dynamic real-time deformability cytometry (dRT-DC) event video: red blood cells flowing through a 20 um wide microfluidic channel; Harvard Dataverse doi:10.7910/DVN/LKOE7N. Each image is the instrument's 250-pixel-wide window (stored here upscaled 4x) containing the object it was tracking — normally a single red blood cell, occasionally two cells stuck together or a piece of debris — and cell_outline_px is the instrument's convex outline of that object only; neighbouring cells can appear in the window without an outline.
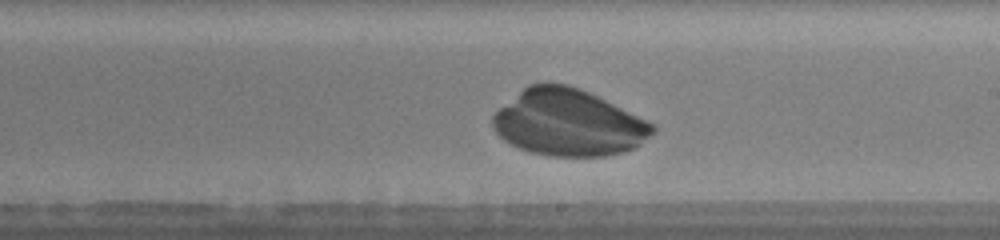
{"species": "human", "species_latin": "Homo sapiens", "temperature_condition": "warm", "stored_images_in_passage": 32, "camera_frame_rate_fps": 3000, "um_per_image_px": 0.085, "donor": {"sex": "male"}, "frame": {"image": 1, "passage_image": 18, "time_ms": 5.667, "image_size_px": [1000, 240], "cell_outline_px": [[656, 132], [632, 148], [624, 152], [608, 156], [548, 156], [532, 152], [520, 148], [504, 140], [492, 128], [492, 116], [500, 108], [528, 84], [568, 84], [580, 88], [648, 120], [656, 124]], "centroid_in_image_um": [48.33, 10.44], "position_along_channel_um": 240.7, "area_um2": 61.67}}